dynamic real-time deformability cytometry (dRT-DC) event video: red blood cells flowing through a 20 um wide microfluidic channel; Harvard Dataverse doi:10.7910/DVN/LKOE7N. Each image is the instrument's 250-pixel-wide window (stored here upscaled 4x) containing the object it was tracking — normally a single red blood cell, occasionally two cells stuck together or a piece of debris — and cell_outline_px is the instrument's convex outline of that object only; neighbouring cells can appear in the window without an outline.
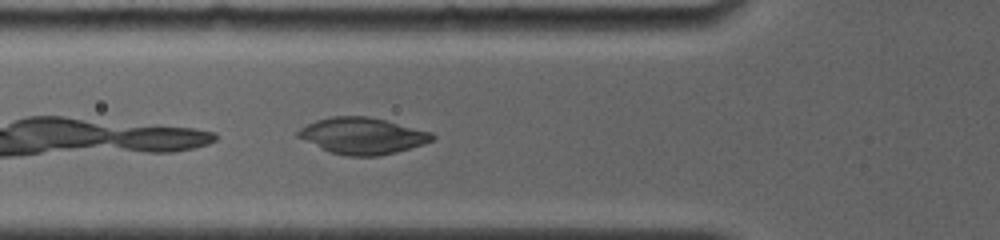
{"species": "common noctule bat (a hibernating species)", "species_latin": "Nyctalus noctula", "temperature_condition": "room temperature", "stored_images_in_passage": 17, "camera_frame_rate_fps": 4000, "um_per_image_px": 0.085, "animal": {"sex": "female", "body_mass_g": 19.0, "forearm_length_mm": 56.7}, "frame": {"image": 1, "passage_image": 3, "time_ms": 1.0, "image_size_px": [1000, 240], "cell_outline_px": [[436, 136], [432, 140], [424, 144], [396, 152], [376, 156], [348, 156], [328, 152], [296, 136], [296, 132], [300, 128], [316, 120], [332, 116], [368, 116], [432, 132]], "centroid_in_image_um": [30.79, 11.55], "position_along_channel_um": 95.0, "area_um2": 28.38}}
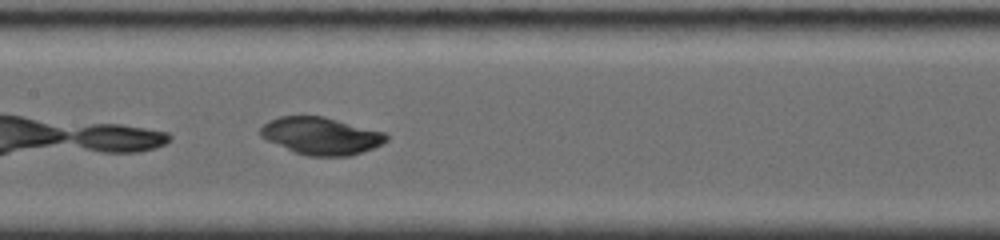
{"frame": {"image": 2, "passage_image": 8, "time_ms": 3.25, "image_size_px": [1000, 240], "cell_outline_px": [[388, 140], [372, 148], [352, 156], [308, 156], [292, 152], [260, 136], [260, 128], [268, 120], [280, 116], [324, 116], [384, 132], [388, 136]], "centroid_in_image_um": [27.27, 11.55], "position_along_channel_um": 180.1, "area_um2": 27.4}}
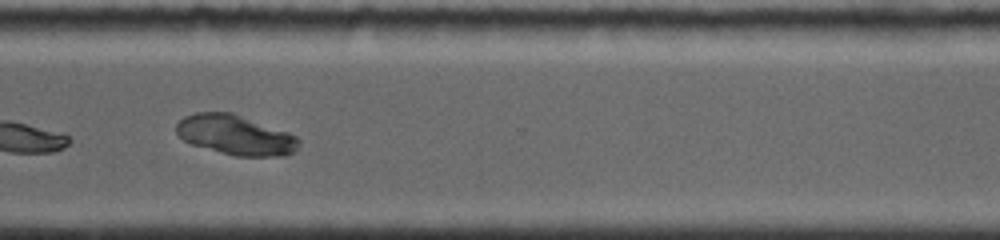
{"frame": {"image": 3, "passage_image": 15, "time_ms": 7.75, "image_size_px": [1000, 240], "cell_outline_px": [[300, 140], [296, 148], [292, 152], [284, 156], [236, 156], [220, 152], [192, 144], [184, 140], [176, 132], [176, 124], [184, 116], [196, 112], [232, 112], [288, 132], [296, 136]], "centroid_in_image_um": [20.0, 11.46], "position_along_channel_um": 350.6, "area_um2": 28.26}, "authors_computed_cell_mechanics": {"area_um2": 28.2642, "velocity_mm_per_s": 3.7842, "shape_relaxation_time_tau1_ms": 2.8905, "shape_relaxation_time_tau2_ms": null, "deformation_change_tau1": 0.0439, "deformation_change_tau2": null}}